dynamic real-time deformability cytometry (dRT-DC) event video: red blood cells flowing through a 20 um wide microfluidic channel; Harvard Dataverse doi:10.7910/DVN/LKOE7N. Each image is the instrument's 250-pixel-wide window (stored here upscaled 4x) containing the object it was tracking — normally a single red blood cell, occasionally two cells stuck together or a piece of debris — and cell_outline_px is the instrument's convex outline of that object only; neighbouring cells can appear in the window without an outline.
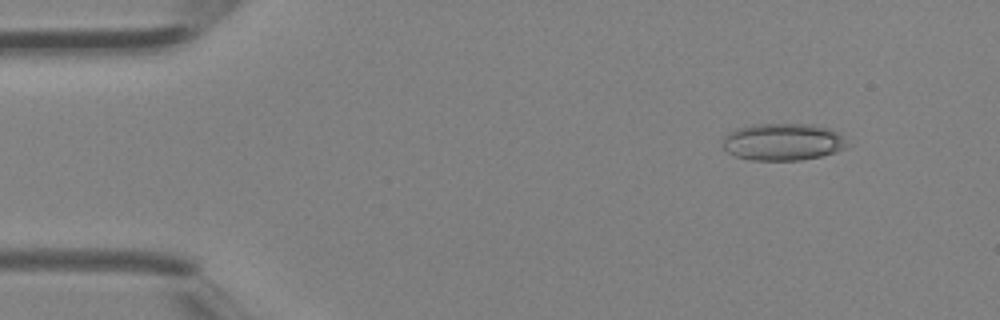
{"species": "Egyptian fruit bat (a non-hibernating species)", "species_latin": "Rousettus aegyptiacus", "temperature_condition": "room temperature", "stored_images_in_passage": 4, "camera_frame_rate_fps": 3000, "um_per_image_px": 0.085, "animal": {"sex": "female"}, "frame": {"image": 1, "passage_image": 2, "time_ms": 0.333, "image_size_px": [1000, 320], "cell_outline_px": [[852, 144], [836, 152], [820, 156], [800, 160], [752, 160], [736, 156], [728, 152], [720, 144], [724, 136], [728, 132], [736, 128], [756, 124], [812, 124], [828, 128], [836, 132]], "centroid_in_image_um": [66.53, 12.06], "position_along_channel_um": 18.5, "area_um2": 27.11}}